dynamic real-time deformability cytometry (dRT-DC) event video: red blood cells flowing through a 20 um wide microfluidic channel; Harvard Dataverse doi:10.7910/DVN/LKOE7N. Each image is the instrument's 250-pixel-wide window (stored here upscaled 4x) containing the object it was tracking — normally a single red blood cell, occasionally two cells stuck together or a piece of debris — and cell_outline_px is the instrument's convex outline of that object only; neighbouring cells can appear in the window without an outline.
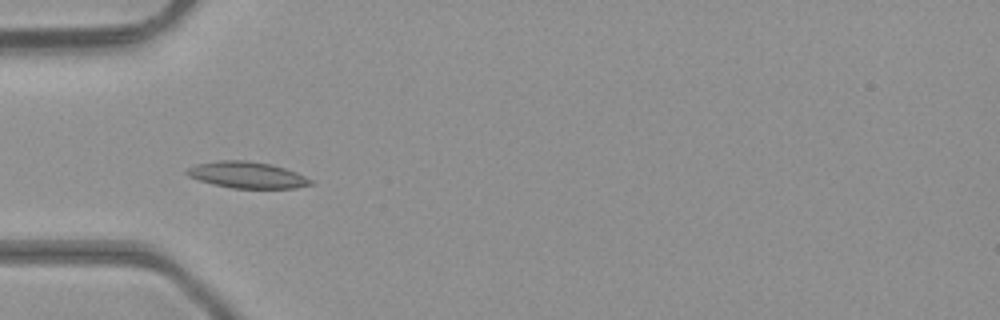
{"species": "common noctule bat (a hibernating species)", "species_latin": "Nyctalus noctula", "temperature_condition": "room temperature", "stored_images_in_passage": 4, "camera_frame_rate_fps": 3000, "um_per_image_px": 0.085, "animal": {"sex": "male", "body_mass_g": 23.1, "forearm_length_mm": 52.7}, "frame": {"image": 1, "passage_image": 3, "time_ms": 0.667, "image_size_px": [1000, 320], "cell_outline_px": [[316, 184], [292, 188], [232, 188], [212, 184], [188, 176], [184, 172], [188, 168], [196, 164], [216, 160], [248, 160], [272, 164], [296, 172], [312, 180]], "centroid_in_image_um": [21.0, 14.86], "position_along_channel_um": 64.0, "area_um2": 19.13}}
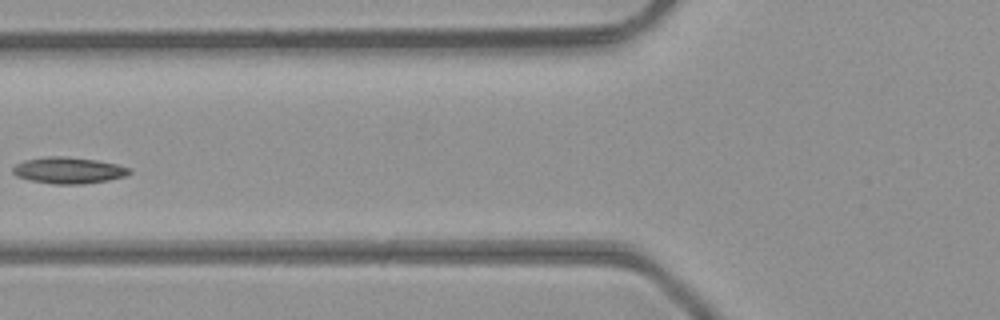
{"frame": {"image": 2, "passage_image": 4, "time_ms": 1.0, "image_size_px": [1000, 320], "cell_outline_px": [[132, 172], [124, 176], [108, 180], [84, 184], [52, 184], [32, 180], [16, 176], [12, 172], [12, 168], [16, 164], [24, 160], [44, 156], [68, 156], [96, 160], [116, 164], [132, 168]], "centroid_in_image_um": [5.82, 14.47], "position_along_channel_um": 120.0, "area_um2": 18.03}}